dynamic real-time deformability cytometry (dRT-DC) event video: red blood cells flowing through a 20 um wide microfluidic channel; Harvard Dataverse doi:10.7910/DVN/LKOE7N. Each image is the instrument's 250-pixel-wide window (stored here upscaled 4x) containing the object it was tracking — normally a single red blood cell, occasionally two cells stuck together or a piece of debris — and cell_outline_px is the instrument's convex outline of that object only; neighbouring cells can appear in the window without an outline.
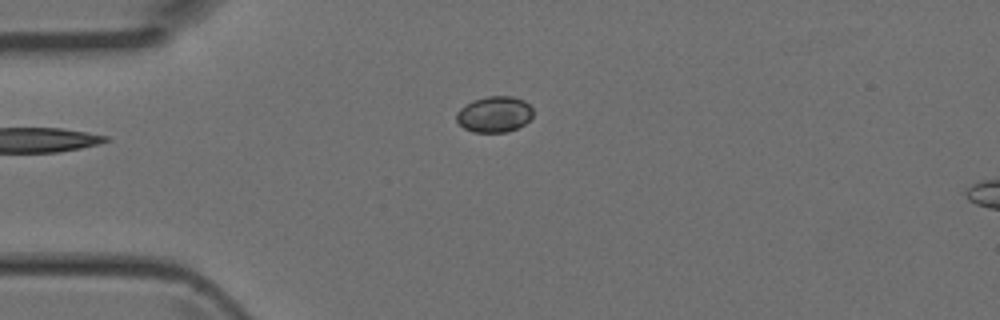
{"species": "Egyptian fruit bat (a non-hibernating species)", "species_latin": "Rousettus aegyptiacus", "temperature_condition": "room temperature", "stored_images_in_passage": 1, "camera_frame_rate_fps": 3000, "um_per_image_px": 0.085, "animal": {"sex": "female"}, "frame": {"image": 1, "passage_image": 1, "time_ms": 0.0, "image_size_px": [1000, 320], "cell_outline_px": [[532, 116], [524, 124], [508, 132], [472, 132], [464, 128], [456, 120], [456, 112], [460, 108], [472, 100], [488, 96], [512, 96], [524, 100], [532, 108]], "centroid_in_image_um": [42.0, 9.71], "position_along_channel_um": 43.0, "area_um2": 16.07}}